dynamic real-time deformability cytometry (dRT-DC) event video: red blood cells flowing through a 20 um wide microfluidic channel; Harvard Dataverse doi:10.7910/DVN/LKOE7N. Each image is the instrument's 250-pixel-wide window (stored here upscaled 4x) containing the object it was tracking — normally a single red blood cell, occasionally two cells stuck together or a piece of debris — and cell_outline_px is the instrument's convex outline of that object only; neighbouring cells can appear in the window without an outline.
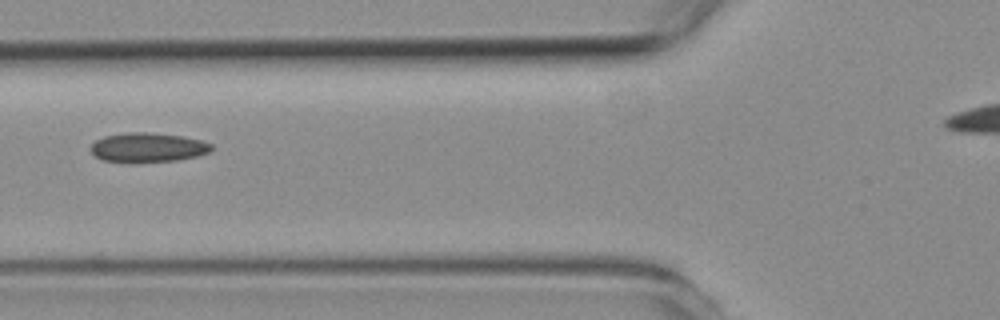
{"species": "common noctule bat (a hibernating species)", "species_latin": "Nyctalus noctula", "temperature_condition": "room temperature", "stored_images_in_passage": 7, "camera_frame_rate_fps": 3000, "um_per_image_px": 0.085, "animal": {"sex": "female", "body_mass_g": 19.3, "forearm_length_mm": 54.1}, "frame": {"image": 1, "passage_image": 6, "time_ms": 6.0, "image_size_px": [1000, 320], "cell_outline_px": [[212, 148], [208, 152], [196, 156], [176, 160], [132, 164], [100, 160], [88, 148], [96, 140], [104, 136], [128, 132], [148, 132], [184, 136], [200, 140], [212, 144]], "centroid_in_image_um": [12.51, 12.55], "position_along_channel_um": 113.3, "area_um2": 21.1}}
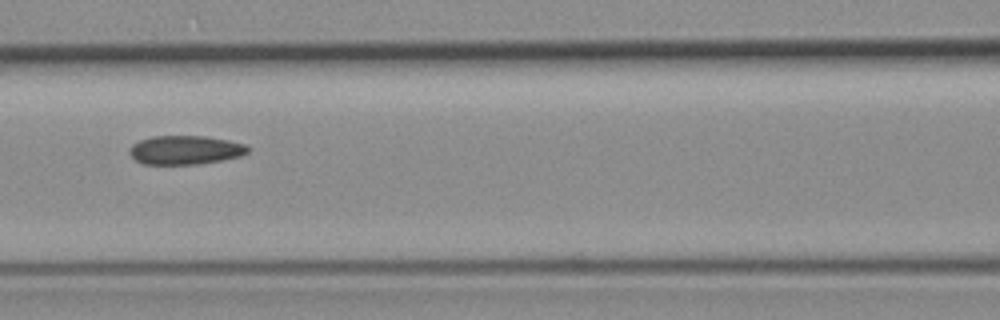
{"frame": {"image": 2, "passage_image": 7, "time_ms": 7.0, "image_size_px": [1000, 320], "cell_outline_px": [[252, 148], [248, 152], [240, 156], [200, 164], [144, 164], [136, 160], [128, 152], [128, 148], [132, 144], [140, 140], [152, 136], [204, 136], [228, 140], [244, 144]], "centroid_in_image_um": [15.73, 12.74], "position_along_channel_um": 150.9, "area_um2": 19.94}}